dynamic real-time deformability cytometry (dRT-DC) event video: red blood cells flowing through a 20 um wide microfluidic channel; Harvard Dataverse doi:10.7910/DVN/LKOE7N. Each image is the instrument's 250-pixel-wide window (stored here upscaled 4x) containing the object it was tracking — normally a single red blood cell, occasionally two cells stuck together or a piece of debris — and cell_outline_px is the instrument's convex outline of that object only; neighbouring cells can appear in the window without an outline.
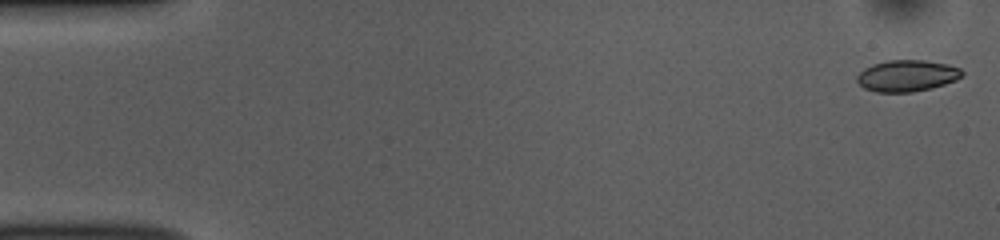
{"species": "common noctule bat (a hibernating species)", "species_latin": "Nyctalus noctula", "temperature_condition": "room temperature", "stored_images_in_passage": 52, "camera_frame_rate_fps": 3000, "um_per_image_px": 0.085, "animal": {"sex": "female", "body_mass_g": 10.0, "forearm_length_mm": 53.1}, "frame": {"image": 1, "passage_image": 1, "time_ms": 0.0, "image_size_px": [1000, 240], "cell_outline_px": [[964, 72], [956, 80], [932, 88], [912, 92], [876, 92], [864, 88], [856, 80], [856, 76], [864, 68], [872, 64], [888, 60], [924, 60], [948, 64], [960, 68]], "centroid_in_image_um": [77.08, 6.43], "position_along_channel_um": 7.9, "area_um2": 19.31}}
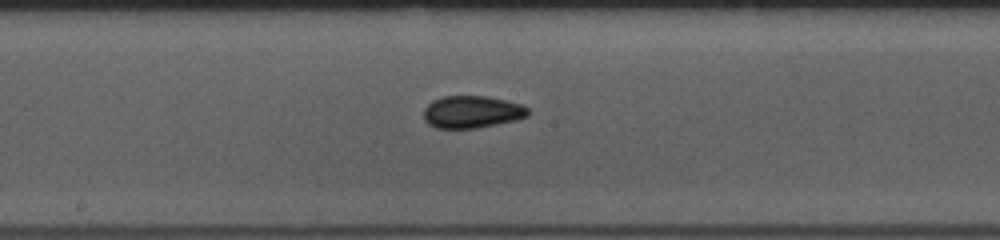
{"frame": {"image": 2, "passage_image": 27, "time_ms": 8.667, "image_size_px": [1000, 240], "cell_outline_px": [[528, 116], [516, 120], [476, 128], [436, 128], [428, 124], [424, 120], [424, 108], [432, 100], [440, 96], [488, 96], [520, 104], [528, 108]], "centroid_in_image_um": [40.08, 9.51], "position_along_channel_um": 208.1, "area_um2": 19.65}}
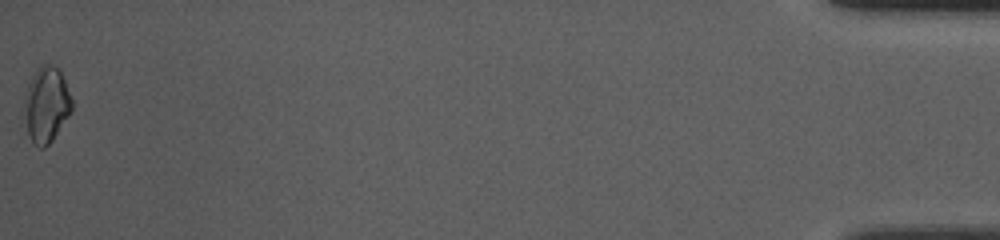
{"frame": {"image": 3, "passage_image": 52, "time_ms": 17.0, "image_size_px": [1000, 240], "cell_outline_px": [[72, 112], [52, 140], [44, 148], [40, 148], [32, 140], [28, 132], [24, 108], [24, 96], [28, 84], [36, 68], [40, 64], [52, 64], [60, 72], [64, 80], [72, 100]], "centroid_in_image_um": [3.94, 8.87], "position_along_channel_um": 431.3, "area_um2": 20.75}, "authors_computed_cell_mechanics": {"area_um2": 19.0451, "velocity_mm_per_s": 3.8368, "shape_relaxation_time_tau1_ms": 4.0177, "shape_relaxation_time_tau2_ms": 3.5266, "deformation_change_tau1": 0.0812, "deformation_change_tau2": 0.0548}}